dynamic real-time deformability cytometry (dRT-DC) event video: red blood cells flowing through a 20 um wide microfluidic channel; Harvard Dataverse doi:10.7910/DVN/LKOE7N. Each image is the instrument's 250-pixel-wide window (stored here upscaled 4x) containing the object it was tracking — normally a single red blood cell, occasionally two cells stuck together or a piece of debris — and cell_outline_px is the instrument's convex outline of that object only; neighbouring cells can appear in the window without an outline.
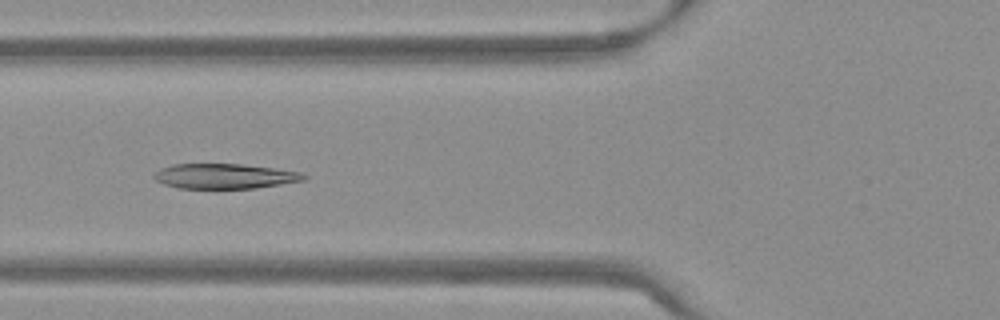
{"species": "Egyptian fruit bat (a non-hibernating species)", "species_latin": "Rousettus aegyptiacus", "temperature_condition": "warm", "stored_images_in_passage": 27, "camera_frame_rate_fps": 3000, "um_per_image_px": 0.085, "frame": {"image": 1, "passage_image": 8, "time_ms": 2.333, "image_size_px": [1000, 320], "cell_outline_px": [[308, 176], [304, 180], [256, 188], [180, 188], [164, 184], [156, 180], [152, 176], [160, 168], [172, 164], [244, 164], [300, 172]], "centroid_in_image_um": [19.07, 14.97], "position_along_channel_um": 106.7, "area_um2": 21.68}}
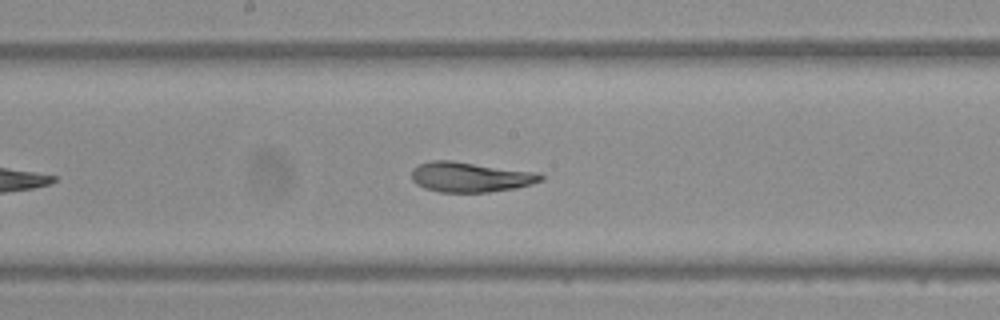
{"frame": {"image": 2, "passage_image": 16, "time_ms": 5.0, "image_size_px": [1000, 320], "cell_outline_px": [[544, 180], [532, 184], [516, 188], [488, 192], [440, 192], [424, 188], [416, 184], [412, 180], [412, 168], [420, 164], [432, 160], [452, 160], [540, 172], [544, 176]], "centroid_in_image_um": [40.02, 15.04], "position_along_channel_um": 208.2, "area_um2": 22.95}}
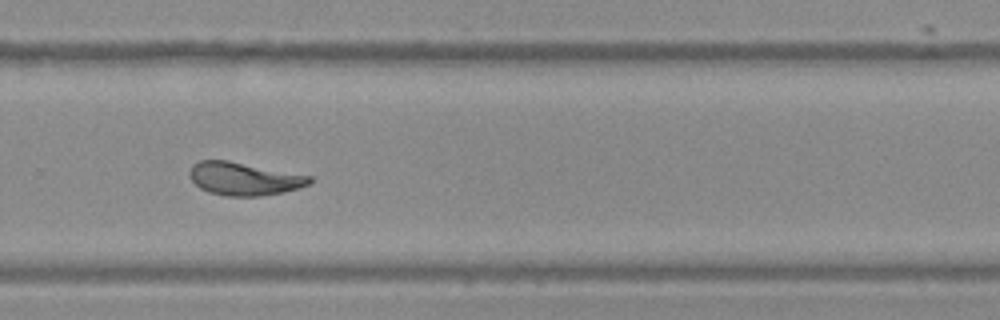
{"frame": {"image": 3, "passage_image": 24, "time_ms": 7.667, "image_size_px": [1000, 320], "cell_outline_px": [[312, 180], [308, 184], [300, 188], [284, 192], [260, 196], [224, 196], [208, 192], [200, 188], [192, 180], [188, 172], [192, 164], [200, 160], [228, 160], [312, 176]], "centroid_in_image_um": [20.73, 15.19], "position_along_channel_um": 309.1, "area_um2": 23.18}}